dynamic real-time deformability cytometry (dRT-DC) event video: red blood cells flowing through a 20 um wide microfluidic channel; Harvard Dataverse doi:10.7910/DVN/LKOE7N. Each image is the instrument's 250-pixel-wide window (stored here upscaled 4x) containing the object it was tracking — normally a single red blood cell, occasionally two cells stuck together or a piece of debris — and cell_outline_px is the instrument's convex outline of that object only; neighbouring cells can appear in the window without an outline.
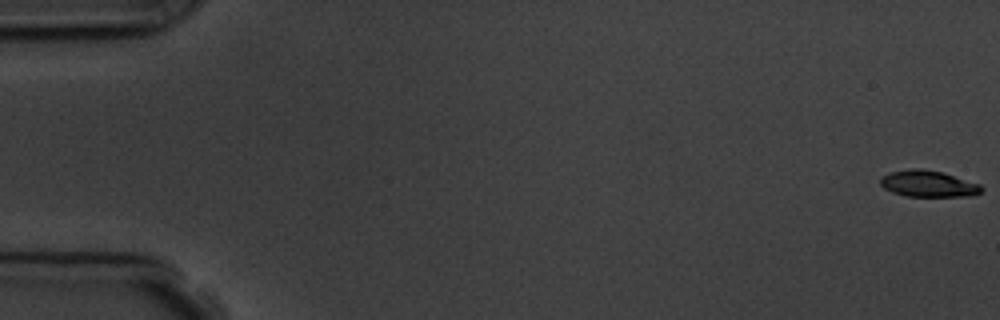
{"species": "common noctule bat (a hibernating species)", "species_latin": "Nyctalus noctula", "temperature_condition": "room temperature", "stored_images_in_passage": 6, "camera_frame_rate_fps": 3000, "um_per_image_px": 0.085, "animal": {"sex": "male", "body_mass_g": 19.5, "forearm_length_mm": 54.6}, "frame": {"image": 1, "passage_image": 1, "time_ms": 0.0, "image_size_px": [1000, 320], "cell_outline_px": [[984, 188], [980, 192], [972, 196], [904, 196], [892, 192], [884, 188], [880, 184], [880, 176], [892, 172], [912, 168], [920, 168], [944, 172], [980, 184]], "centroid_in_image_um": [78.9, 15.61], "position_along_channel_um": 6.1, "area_um2": 15.66}}
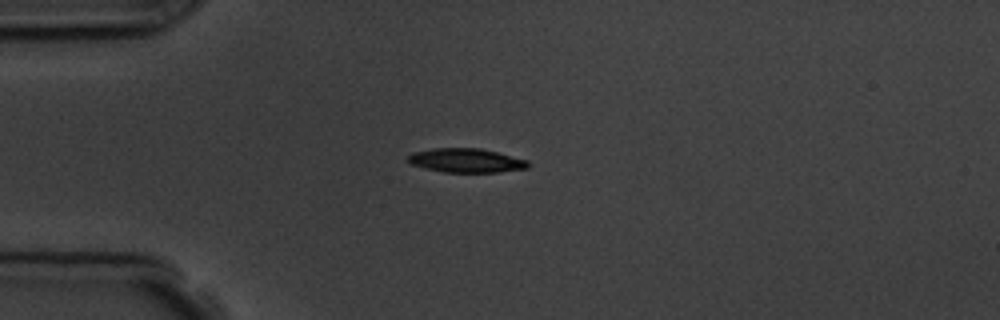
{"frame": {"image": 2, "passage_image": 5, "time_ms": 4.667, "image_size_px": [1000, 320], "cell_outline_px": [[528, 168], [496, 172], [444, 172], [412, 164], [408, 160], [408, 156], [412, 152], [432, 148], [480, 148], [528, 160]], "centroid_in_image_um": [39.62, 13.63], "position_along_channel_um": 45.4, "area_um2": 16.59}}
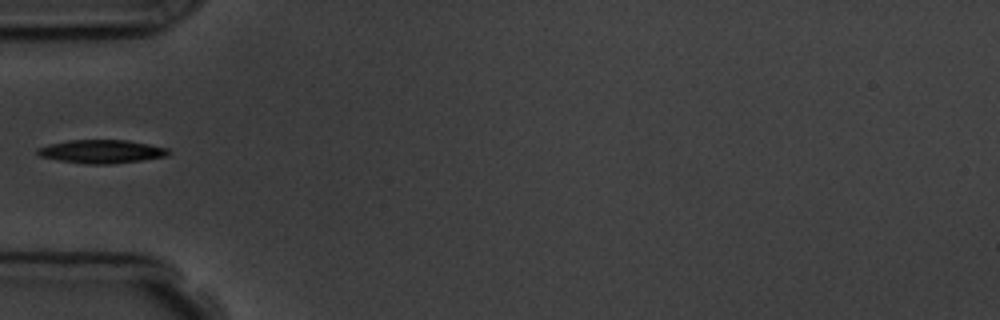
{"frame": {"image": 3, "passage_image": 6, "time_ms": 6.0, "image_size_px": [1000, 320], "cell_outline_px": [[172, 152], [168, 156], [140, 160], [108, 164], [88, 164], [60, 160], [40, 156], [36, 152], [36, 148], [48, 144], [68, 140], [128, 140], [168, 148]], "centroid_in_image_um": [8.63, 12.87], "position_along_channel_um": 76.4, "area_um2": 17.8}}